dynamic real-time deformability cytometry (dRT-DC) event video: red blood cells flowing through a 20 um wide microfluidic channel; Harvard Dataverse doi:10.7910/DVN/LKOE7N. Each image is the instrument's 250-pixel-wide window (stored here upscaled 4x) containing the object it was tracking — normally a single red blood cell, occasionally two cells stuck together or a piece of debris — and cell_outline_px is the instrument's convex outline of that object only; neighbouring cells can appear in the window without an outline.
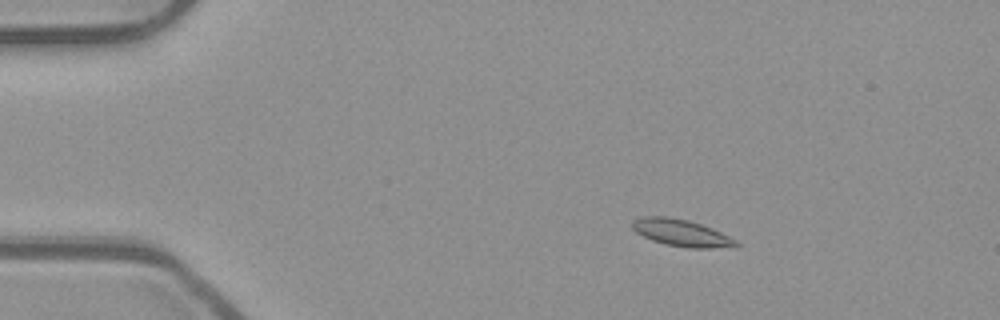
{"species": "common noctule bat (a hibernating species)", "species_latin": "Nyctalus noctula", "temperature_condition": "room temperature", "stored_images_in_passage": 46, "camera_frame_rate_fps": 3000, "um_per_image_px": 0.085, "animal": {"sex": "male", "body_mass_g": 23.1, "forearm_length_mm": 52.7}, "frame": {"image": 1, "passage_image": 1, "time_ms": 0.0, "image_size_px": [1000, 320], "cell_outline_px": [[740, 244], [736, 248], [688, 248], [664, 244], [652, 240], [636, 232], [632, 228], [632, 220], [644, 216], [668, 216], [688, 220], [712, 228], [736, 240]], "centroid_in_image_um": [57.94, 19.8], "position_along_channel_um": 27.1, "area_um2": 16.42}}
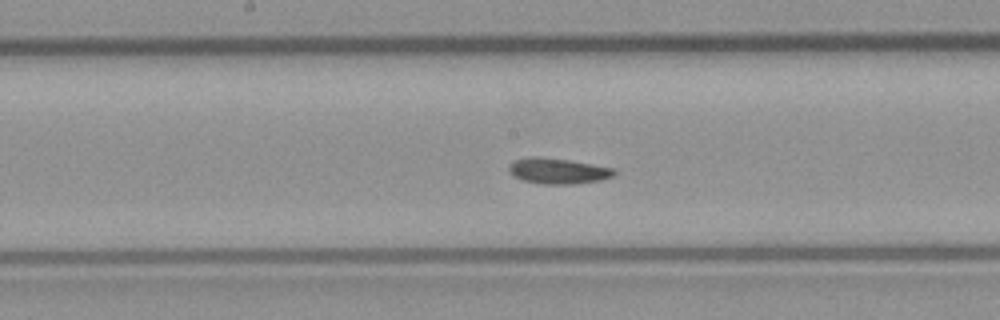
{"frame": {"image": 2, "passage_image": 20, "time_ms": 6.333, "image_size_px": [1000, 320], "cell_outline_px": [[616, 172], [612, 176], [600, 180], [572, 184], [544, 184], [520, 180], [508, 172], [508, 164], [512, 160], [528, 156], [540, 156], [568, 160], [616, 168]], "centroid_in_image_um": [47.36, 14.52], "position_along_channel_um": 200.8, "area_um2": 16.01}}
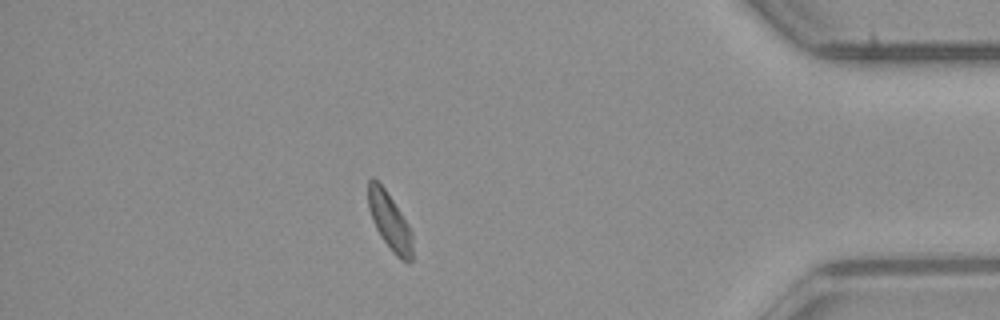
{"frame": {"image": 3, "passage_image": 39, "time_ms": 12.667, "image_size_px": [1000, 320], "cell_outline_px": [[412, 260], [400, 260], [396, 256], [380, 236], [372, 220], [368, 208], [368, 180], [372, 176], [384, 188], [408, 224], [412, 232]], "centroid_in_image_um": [33.1, 18.81], "position_along_channel_um": 402.1, "area_um2": 14.57}, "authors_computed_cell_mechanics": {"area_um2": 15.317, "velocity_mm_per_s": 3.8539, "shape_relaxation_time_tau1_ms": 7.632, "shape_relaxation_time_tau2_ms": 2.4469, "deformation_change_tau1": 0.1191, "deformation_change_tau2": 0.0645}}